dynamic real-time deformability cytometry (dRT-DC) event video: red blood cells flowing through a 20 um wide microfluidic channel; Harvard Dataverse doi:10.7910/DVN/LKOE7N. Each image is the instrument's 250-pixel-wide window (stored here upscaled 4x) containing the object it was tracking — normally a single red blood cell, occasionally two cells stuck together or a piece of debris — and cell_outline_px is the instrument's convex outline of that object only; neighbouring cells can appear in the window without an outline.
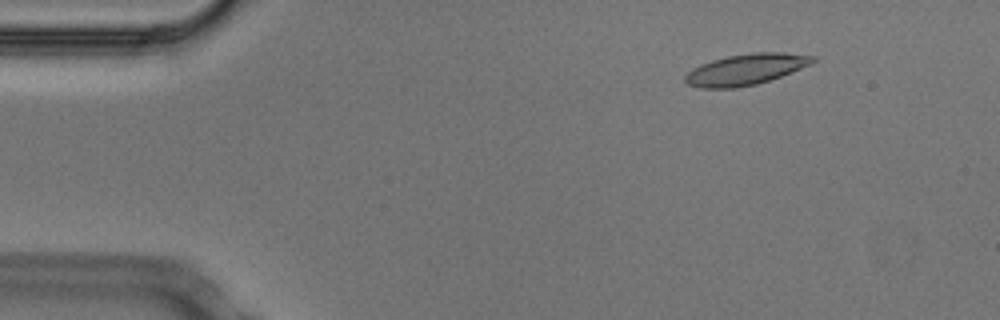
{"species": "Egyptian fruit bat (a non-hibernating species)", "species_latin": "Rousettus aegyptiacus", "temperature_condition": "cold", "stored_images_in_passage": 54, "camera_frame_rate_fps": 3000, "um_per_image_px": 0.085, "animal": {"sex": "male"}, "frame": {"image": 1, "passage_image": 7, "time_ms": 2.0, "image_size_px": [1000, 320], "cell_outline_px": [[816, 60], [812, 64], [780, 76], [756, 84], [736, 88], [700, 88], [688, 84], [684, 80], [684, 76], [692, 68], [700, 64], [712, 60], [728, 56], [752, 52], [784, 52], [816, 56]], "centroid_in_image_um": [63.39, 5.89], "position_along_channel_um": 21.6, "area_um2": 23.06}}
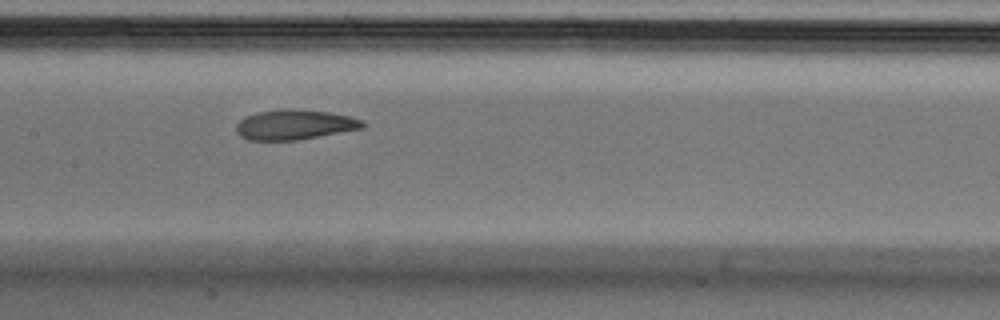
{"frame": {"image": 2, "passage_image": 26, "time_ms": 8.333, "image_size_px": [1000, 320], "cell_outline_px": [[364, 128], [296, 140], [248, 140], [240, 136], [236, 132], [236, 124], [244, 116], [256, 112], [284, 108], [292, 108], [328, 112], [348, 116], [364, 120]], "centroid_in_image_um": [25.0, 10.58], "position_along_channel_um": 182.4, "area_um2": 22.2}}
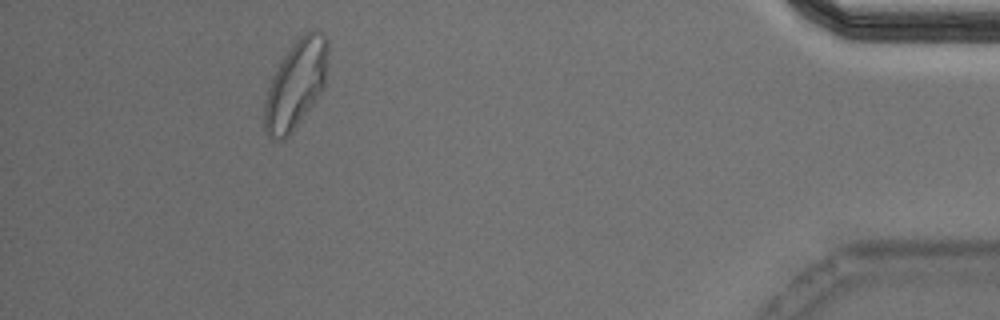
{"frame": {"image": 3, "passage_image": 49, "time_ms": 16.0, "image_size_px": [1000, 320], "cell_outline_px": [[328, 52], [324, 88], [316, 100], [292, 132], [284, 140], [272, 140], [268, 136], [264, 128], [264, 104], [268, 88], [272, 76], [276, 68], [292, 44], [304, 32], [312, 28], [316, 28], [328, 40]], "centroid_in_image_um": [25.15, 7.17], "position_along_channel_um": 410.1, "area_um2": 32.89}, "authors_computed_cell_mechanics": {"area_um2": 22.8599, "velocity_mm_per_s": 3.7277, "shape_relaxation_time_tau1_ms": 6.0265, "shape_relaxation_time_tau2_ms": 2.7281, "deformation_change_tau1": 0.1668, "deformation_change_tau2": 0.0849}}